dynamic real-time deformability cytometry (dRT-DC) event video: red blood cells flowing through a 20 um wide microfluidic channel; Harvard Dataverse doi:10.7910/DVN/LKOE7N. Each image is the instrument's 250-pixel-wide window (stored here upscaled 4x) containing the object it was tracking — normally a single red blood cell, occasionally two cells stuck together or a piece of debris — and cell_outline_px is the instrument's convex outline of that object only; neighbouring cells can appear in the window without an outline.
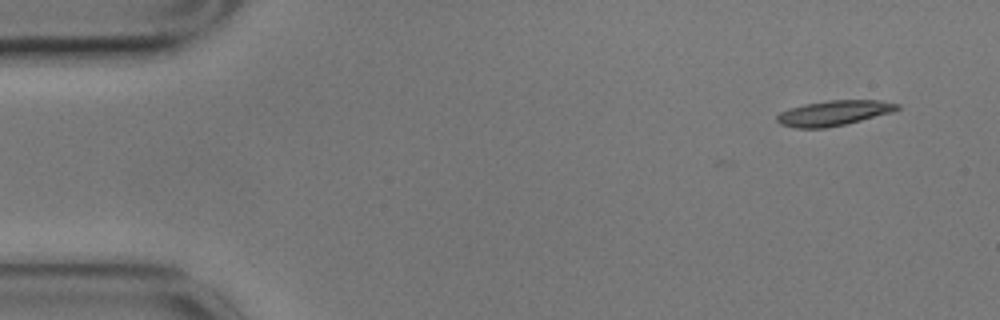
{"species": "common noctule bat (a hibernating species)", "species_latin": "Nyctalus noctula", "temperature_condition": "cold", "stored_images_in_passage": 48, "camera_frame_rate_fps": 3000, "um_per_image_px": 0.085, "animal": {"sex": "male", "body_mass_g": 17.9}, "frame": {"image": 1, "passage_image": 1, "time_ms": 0.0, "image_size_px": [1000, 320], "cell_outline_px": [[900, 108], [892, 112], [844, 124], [824, 128], [796, 128], [780, 124], [776, 120], [776, 116], [780, 112], [788, 108], [804, 104], [828, 100], [880, 100], [900, 104]], "centroid_in_image_um": [70.84, 9.6], "position_along_channel_um": 14.2, "area_um2": 17.57}}
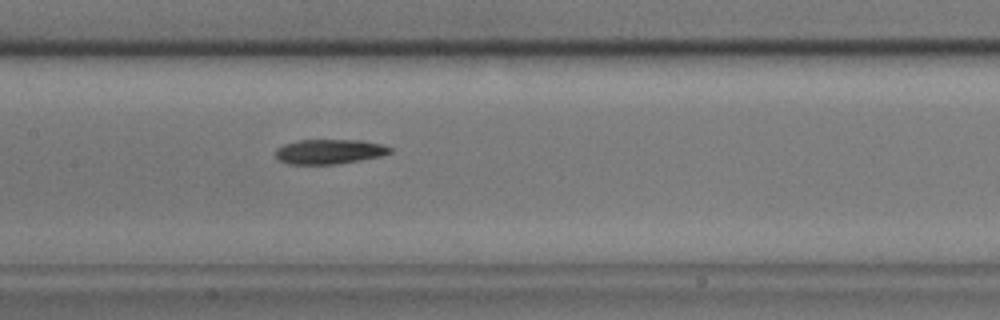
{"frame": {"image": 2, "passage_image": 24, "time_ms": 7.667, "image_size_px": [1000, 320], "cell_outline_px": [[392, 152], [380, 156], [340, 164], [288, 164], [280, 160], [276, 156], [276, 148], [284, 144], [296, 140], [364, 140], [384, 144], [392, 148]], "centroid_in_image_um": [28.02, 12.88], "position_along_channel_um": 179.4, "area_um2": 16.65}}
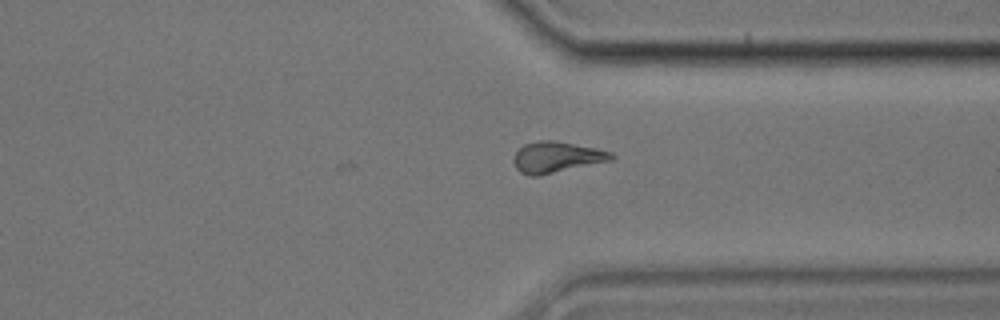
{"frame": {"image": 3, "passage_image": 40, "time_ms": 13.0, "image_size_px": [1000, 320], "cell_outline_px": [[616, 156], [612, 160], [536, 176], [528, 176], [520, 172], [516, 168], [516, 152], [524, 144], [540, 140], [556, 140], [596, 148], [612, 152]], "centroid_in_image_um": [47.35, 13.34], "position_along_channel_um": 364.1, "area_um2": 17.4}, "authors_computed_cell_mechanics": {"area_um2": 17.1666, "velocity_mm_per_s": 3.476, "shape_relaxation_time_tau1_ms": 3.3992, "shape_relaxation_time_tau2_ms": null, "deformation_change_tau1": 0.1574, "deformation_change_tau2": null}}